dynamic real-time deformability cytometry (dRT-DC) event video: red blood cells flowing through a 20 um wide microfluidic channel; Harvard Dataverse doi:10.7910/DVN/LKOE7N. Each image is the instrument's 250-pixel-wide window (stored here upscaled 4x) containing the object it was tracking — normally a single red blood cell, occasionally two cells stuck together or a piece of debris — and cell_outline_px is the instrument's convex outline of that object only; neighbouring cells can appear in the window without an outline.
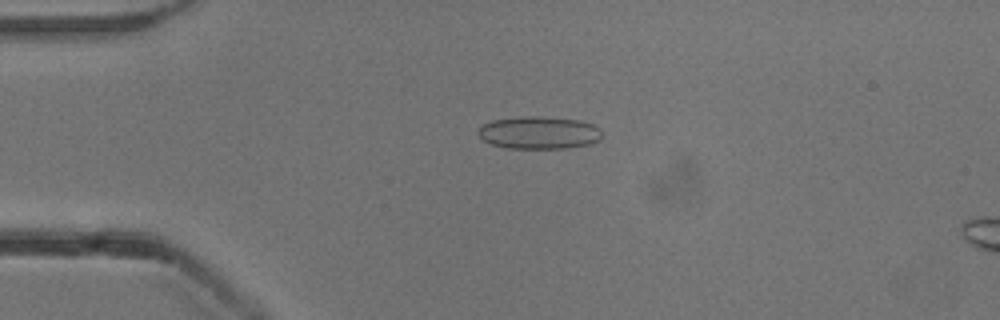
{"species": "common noctule bat (a hibernating species)", "species_latin": "Nyctalus noctula", "temperature_condition": "cold", "stored_images_in_passage": 16, "camera_frame_rate_fps": 3000, "um_per_image_px": 0.085, "animal": {"sex": "male", "body_mass_g": 13.3}, "frame": {"image": 1, "passage_image": 12, "time_ms": 3.667, "image_size_px": [1000, 320], "cell_outline_px": [[600, 140], [588, 144], [564, 148], [508, 148], [492, 144], [484, 140], [476, 132], [484, 124], [492, 120], [520, 116], [536, 116], [576, 120], [592, 124], [600, 128]], "centroid_in_image_um": [45.79, 11.27], "position_along_channel_um": 39.2, "area_um2": 23.24}}